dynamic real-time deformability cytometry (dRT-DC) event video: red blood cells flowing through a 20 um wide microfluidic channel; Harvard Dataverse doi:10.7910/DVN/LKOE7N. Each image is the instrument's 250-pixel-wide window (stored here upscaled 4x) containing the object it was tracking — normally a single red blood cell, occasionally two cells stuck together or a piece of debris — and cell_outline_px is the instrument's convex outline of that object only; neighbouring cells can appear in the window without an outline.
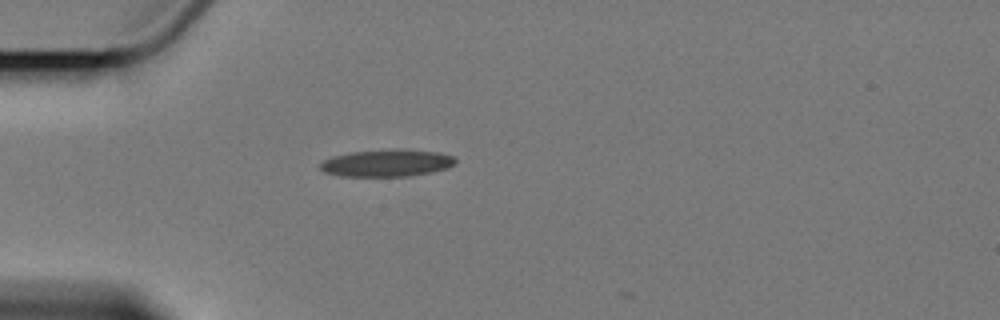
{"species": "Egyptian fruit bat (a non-hibernating species)", "species_latin": "Rousettus aegyptiacus", "temperature_condition": "cold", "stored_images_in_passage": 1, "camera_frame_rate_fps": 3000, "um_per_image_px": 0.085, "animal": {"sex": "female"}, "frame": {"image": 1, "passage_image": 1, "time_ms": 0.0, "image_size_px": [1000, 320], "cell_outline_px": [[456, 160], [448, 168], [432, 172], [408, 176], [340, 176], [324, 172], [320, 168], [320, 164], [324, 160], [332, 156], [352, 152], [440, 152], [456, 156]], "centroid_in_image_um": [32.86, 13.91], "position_along_channel_um": 52.1, "area_um2": 20.29}}